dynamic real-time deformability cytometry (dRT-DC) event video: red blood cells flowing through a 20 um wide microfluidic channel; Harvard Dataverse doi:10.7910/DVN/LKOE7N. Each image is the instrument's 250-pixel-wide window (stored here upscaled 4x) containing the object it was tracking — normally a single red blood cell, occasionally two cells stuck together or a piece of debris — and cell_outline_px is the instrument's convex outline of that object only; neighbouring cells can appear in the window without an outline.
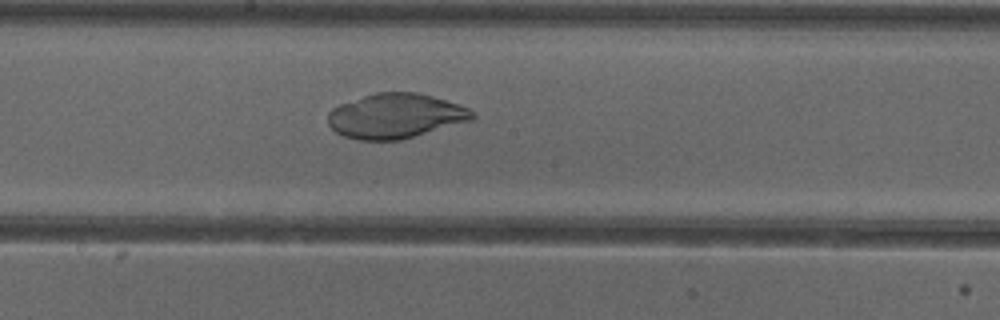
{"species": "common noctule bat (a hibernating species)", "species_latin": "Nyctalus noctula", "temperature_condition": "cold", "stored_images_in_passage": 38, "camera_frame_rate_fps": 3000, "um_per_image_px": 0.085, "animal": {"sex": "female"}, "frame": {"image": 1, "passage_image": 13, "time_ms": 4.0, "image_size_px": [1000, 320], "cell_outline_px": [[476, 116], [472, 120], [400, 140], [356, 140], [344, 136], [336, 132], [328, 124], [328, 112], [332, 108], [340, 104], [376, 92], [416, 92], [432, 96], [468, 108], [476, 112]], "centroid_in_image_um": [33.61, 9.86], "position_along_channel_um": 214.6, "area_um2": 37.51}}
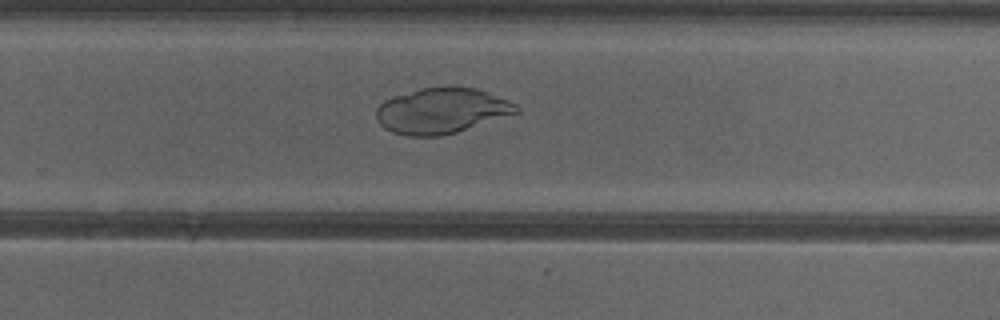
{"frame": {"image": 2, "passage_image": 19, "time_ms": 6.0, "image_size_px": [1000, 320], "cell_outline_px": [[520, 112], [456, 132], [440, 136], [408, 136], [392, 132], [384, 128], [376, 120], [376, 108], [384, 100], [392, 96], [420, 88], [476, 88], [508, 100], [516, 104], [520, 108]], "centroid_in_image_um": [37.51, 9.43], "position_along_channel_um": 292.3, "area_um2": 36.93}}
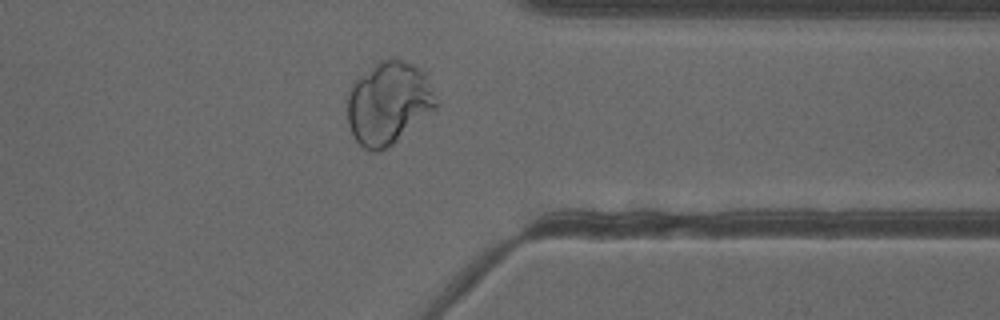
{"frame": {"image": 3, "passage_image": 26, "time_ms": 8.333, "image_size_px": [1000, 320], "cell_outline_px": [[440, 104], [436, 108], [388, 148], [380, 152], [372, 152], [364, 148], [352, 136], [348, 124], [348, 88], [360, 76], [380, 60], [392, 56], [404, 60], [420, 68], [424, 72]], "centroid_in_image_um": [33.02, 8.75], "position_along_channel_um": 378.4, "area_um2": 43.06}}